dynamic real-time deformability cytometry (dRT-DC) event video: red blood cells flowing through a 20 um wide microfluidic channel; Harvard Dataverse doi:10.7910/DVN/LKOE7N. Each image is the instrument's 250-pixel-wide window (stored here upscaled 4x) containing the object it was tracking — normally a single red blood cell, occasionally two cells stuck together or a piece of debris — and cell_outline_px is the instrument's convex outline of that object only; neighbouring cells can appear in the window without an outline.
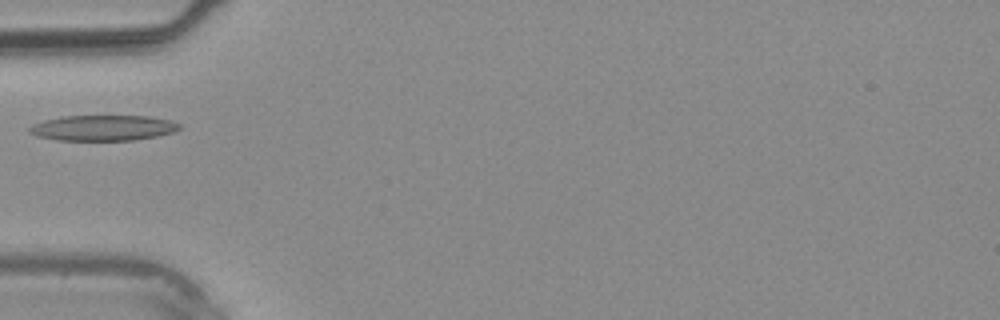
{"species": "common noctule bat (a hibernating species)", "species_latin": "Nyctalus noctula", "temperature_condition": "warm", "stored_images_in_passage": 3, "camera_frame_rate_fps": 3000, "um_per_image_px": 0.085, "animal": {"sex": "male", "body_mass_g": 20.4}, "frame": {"image": 1, "passage_image": 3, "time_ms": 2.333, "image_size_px": [1000, 320], "cell_outline_px": [[180, 128], [172, 132], [156, 136], [132, 140], [56, 140], [36, 136], [28, 132], [28, 128], [32, 124], [44, 120], [64, 116], [148, 116], [172, 120], [180, 124]], "centroid_in_image_um": [8.72, 10.87], "position_along_channel_um": 76.3, "area_um2": 22.31}}